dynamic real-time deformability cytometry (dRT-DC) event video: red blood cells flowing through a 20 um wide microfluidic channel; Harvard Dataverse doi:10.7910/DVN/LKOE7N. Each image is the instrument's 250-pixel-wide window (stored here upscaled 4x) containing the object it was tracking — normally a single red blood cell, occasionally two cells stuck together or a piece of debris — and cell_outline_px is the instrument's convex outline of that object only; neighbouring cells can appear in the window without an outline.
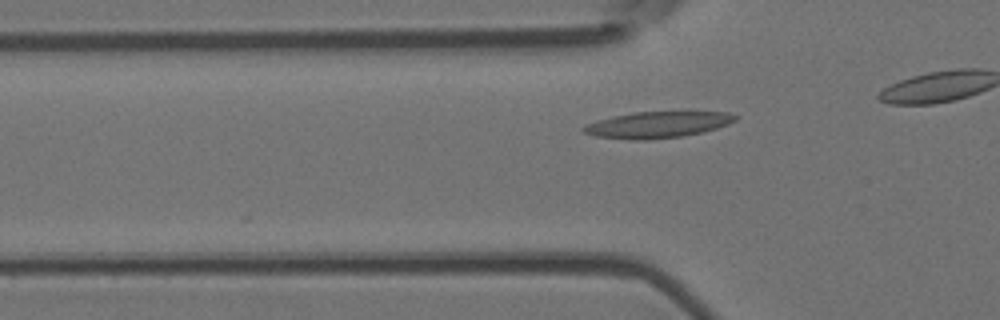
{"species": "Egyptian fruit bat (a non-hibernating species)", "species_latin": "Rousettus aegyptiacus", "temperature_condition": "room temperature", "stored_images_in_passage": 3, "camera_frame_rate_fps": 3000, "um_per_image_px": 0.085, "animal": {"sex": "female"}, "frame": {"image": 1, "passage_image": 3, "time_ms": 0.667, "image_size_px": [1000, 320], "cell_outline_px": [[740, 116], [736, 120], [728, 124], [716, 128], [684, 136], [644, 140], [632, 140], [596, 136], [584, 132], [580, 128], [584, 124], [596, 120], [632, 112], [728, 112]], "centroid_in_image_um": [55.86, 10.6], "position_along_channel_um": 69.9, "area_um2": 23.24}}